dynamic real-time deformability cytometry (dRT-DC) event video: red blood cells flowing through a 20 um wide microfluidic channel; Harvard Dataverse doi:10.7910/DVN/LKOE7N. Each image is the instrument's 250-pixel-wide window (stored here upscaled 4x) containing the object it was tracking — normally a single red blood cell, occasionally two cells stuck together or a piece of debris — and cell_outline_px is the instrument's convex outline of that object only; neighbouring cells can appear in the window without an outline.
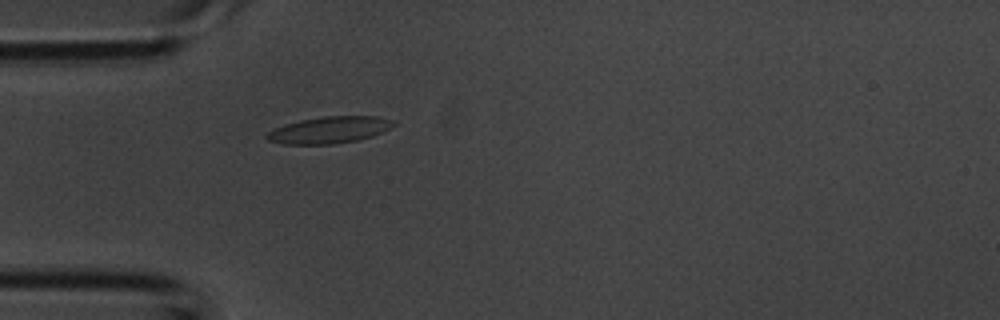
{"species": "common noctule bat (a hibernating species)", "species_latin": "Nyctalus noctula", "temperature_condition": "room temperature", "stored_images_in_passage": 32, "camera_frame_rate_fps": 3000, "um_per_image_px": 0.085, "animal": {"sex": "male", "body_mass_g": 20.1, "forearm_length_mm": 53.5}, "frame": {"image": 1, "passage_image": 2, "time_ms": 0.333, "image_size_px": [1000, 320], "cell_outline_px": [[396, 124], [372, 136], [356, 140], [332, 144], [284, 144], [268, 140], [264, 136], [268, 132], [284, 124], [300, 120], [324, 116], [376, 116], [396, 120]], "centroid_in_image_um": [27.99, 11.03], "position_along_channel_um": 57.0, "area_um2": 19.59}}
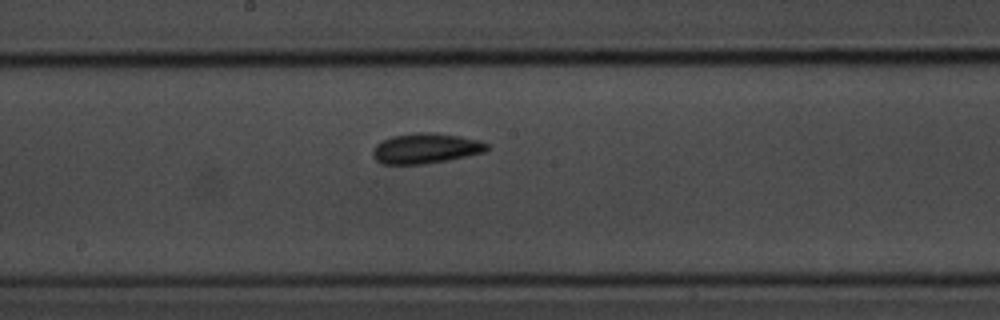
{"frame": {"image": 2, "passage_image": 12, "time_ms": 3.667, "image_size_px": [1000, 320], "cell_outline_px": [[488, 148], [484, 152], [448, 160], [424, 164], [384, 164], [376, 160], [372, 156], [372, 148], [380, 140], [392, 136], [412, 132], [436, 132], [460, 136], [480, 140], [488, 144]], "centroid_in_image_um": [36.15, 12.59], "position_along_channel_um": 212.1, "area_um2": 20.4}}
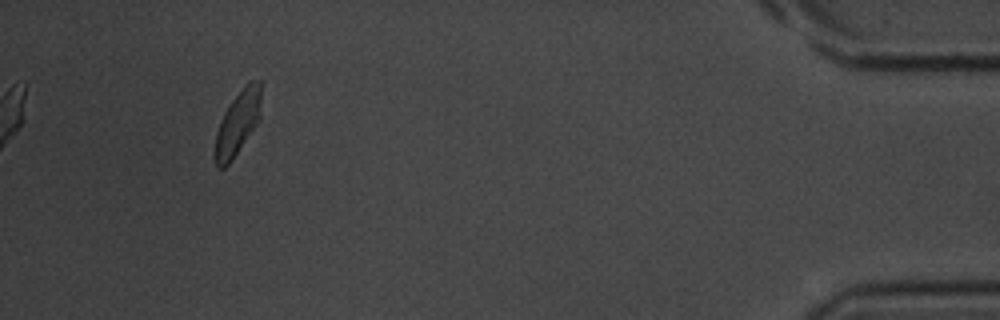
{"frame": {"image": 3, "passage_image": 29, "time_ms": 9.333, "image_size_px": [1000, 320], "cell_outline_px": [[260, 120], [232, 160], [224, 168], [216, 168], [212, 156], [212, 152], [216, 132], [220, 120], [224, 112], [232, 100], [244, 84], [248, 80], [260, 80]], "centroid_in_image_um": [20.15, 10.5], "position_along_channel_um": 415.0, "area_um2": 17.69}}